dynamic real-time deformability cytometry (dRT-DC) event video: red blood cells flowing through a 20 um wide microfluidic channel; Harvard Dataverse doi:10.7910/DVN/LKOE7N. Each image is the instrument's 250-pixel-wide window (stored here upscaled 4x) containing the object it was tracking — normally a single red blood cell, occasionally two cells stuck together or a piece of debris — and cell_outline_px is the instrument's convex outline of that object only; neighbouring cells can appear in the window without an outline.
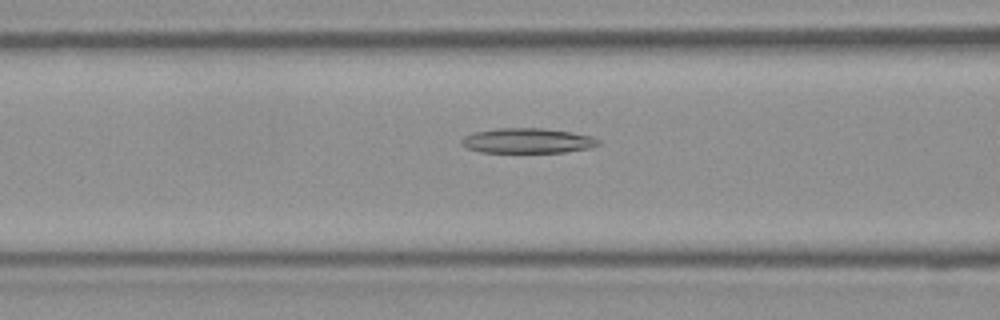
{"species": "Egyptian fruit bat (a non-hibernating species)", "species_latin": "Rousettus aegyptiacus", "temperature_condition": "room temperature", "stored_images_in_passage": 46, "camera_frame_rate_fps": 3000, "um_per_image_px": 0.085, "frame": {"image": 1, "passage_image": 19, "time_ms": 6.0, "image_size_px": [1000, 320], "cell_outline_px": [[600, 144], [592, 148], [564, 152], [480, 152], [468, 148], [460, 144], [460, 140], [464, 136], [472, 132], [496, 128], [540, 128], [568, 132], [592, 136], [600, 140]], "centroid_in_image_um": [44.81, 11.96], "position_along_channel_um": 121.8, "area_um2": 20.0}}
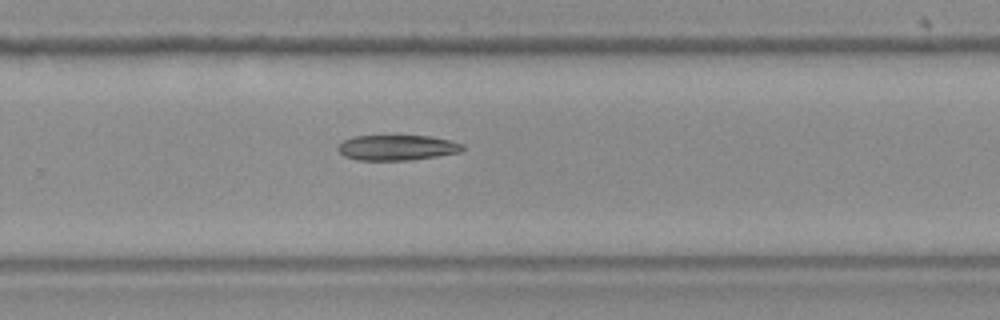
{"frame": {"image": 2, "passage_image": 31, "time_ms": 10.0, "image_size_px": [1000, 320], "cell_outline_px": [[464, 148], [460, 152], [436, 156], [408, 160], [356, 160], [344, 156], [336, 148], [344, 140], [352, 136], [432, 136], [452, 140], [464, 144]], "centroid_in_image_um": [33.76, 12.54], "position_along_channel_um": 296.0, "area_um2": 18.44}}
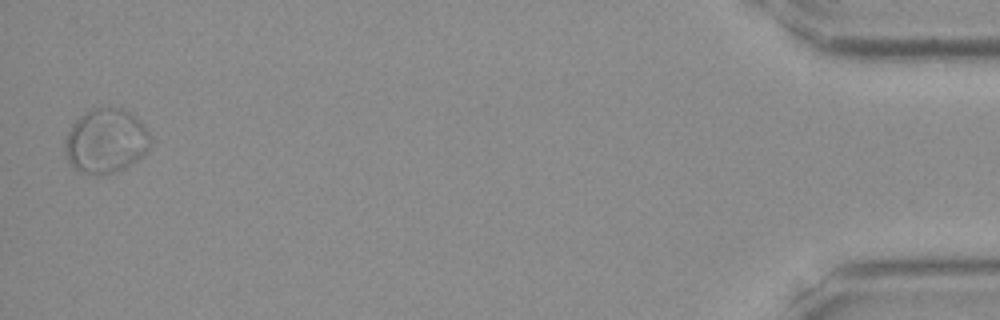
{"frame": {"image": 3, "passage_image": 46, "time_ms": 15.0, "image_size_px": [1000, 320], "cell_outline_px": [[152, 144], [144, 156], [124, 168], [116, 172], [100, 176], [96, 176], [80, 172], [72, 168], [64, 152], [64, 140], [72, 124], [84, 112], [92, 108], [124, 108], [136, 116], [144, 124], [152, 136]], "centroid_in_image_um": [9.02, 12.0], "position_along_channel_um": 426.2, "area_um2": 32.95}}